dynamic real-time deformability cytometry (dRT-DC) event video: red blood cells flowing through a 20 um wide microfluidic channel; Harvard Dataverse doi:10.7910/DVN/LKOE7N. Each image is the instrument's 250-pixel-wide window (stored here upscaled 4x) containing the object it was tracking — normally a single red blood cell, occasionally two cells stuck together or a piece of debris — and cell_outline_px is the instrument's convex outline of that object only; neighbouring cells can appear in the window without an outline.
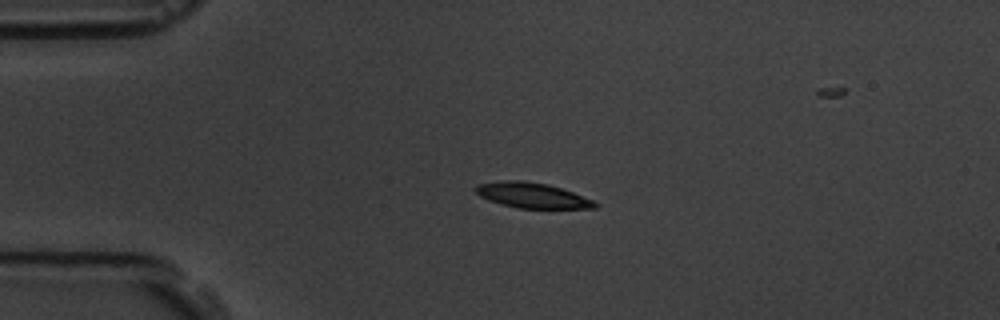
{"species": "common noctule bat (a hibernating species)", "species_latin": "Nyctalus noctula", "temperature_condition": "room temperature", "stored_images_in_passage": 45, "camera_frame_rate_fps": 3000, "um_per_image_px": 0.085, "animal": {"sex": "male", "body_mass_g": 19.5, "forearm_length_mm": 54.6}, "frame": {"image": 1, "passage_image": 1, "time_ms": 0.0, "image_size_px": [1000, 320], "cell_outline_px": [[596, 204], [584, 208], [524, 208], [504, 204], [492, 200], [476, 192], [476, 188], [484, 184], [544, 184], [560, 188], [572, 192]], "centroid_in_image_um": [45.32, 16.67], "position_along_channel_um": 39.7, "area_um2": 15.14}}
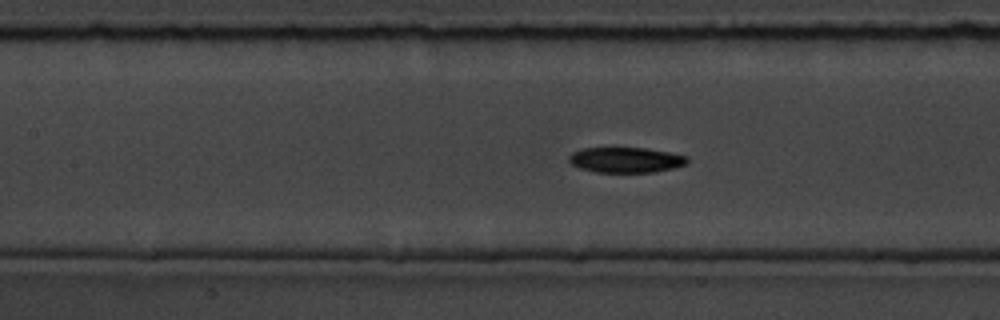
{"frame": {"image": 2, "passage_image": 13, "time_ms": 4.0, "image_size_px": [1000, 320], "cell_outline_px": [[684, 164], [668, 168], [644, 172], [604, 172], [588, 168], [576, 164], [572, 160], [572, 156], [576, 152], [588, 148], [636, 148], [684, 156]], "centroid_in_image_um": [53.19, 13.59], "position_along_channel_um": 154.2, "area_um2": 15.61}}
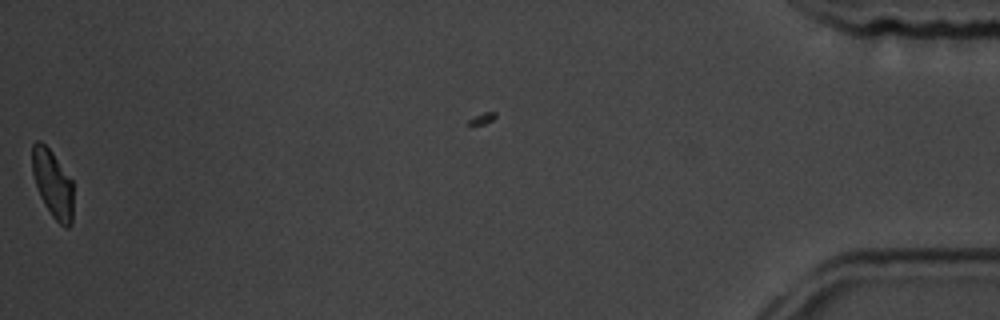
{"frame": {"image": 3, "passage_image": 44, "time_ms": 14.333, "image_size_px": [1000, 320], "cell_outline_px": [[72, 216], [68, 224], [60, 220], [48, 208], [40, 192], [32, 168], [32, 148], [36, 144], [44, 144], [48, 148], [72, 180]], "centroid_in_image_um": [4.49, 15.52], "position_along_channel_um": 430.7, "area_um2": 14.51}, "authors_computed_cell_mechanics": {"area_um2": 15.6638, "velocity_mm_per_s": 3.6335, "shape_relaxation_time_tau1_ms": 6.0908, "shape_relaxation_time_tau2_ms": null, "deformation_change_tau1": 0.1409, "deformation_change_tau2": null}}